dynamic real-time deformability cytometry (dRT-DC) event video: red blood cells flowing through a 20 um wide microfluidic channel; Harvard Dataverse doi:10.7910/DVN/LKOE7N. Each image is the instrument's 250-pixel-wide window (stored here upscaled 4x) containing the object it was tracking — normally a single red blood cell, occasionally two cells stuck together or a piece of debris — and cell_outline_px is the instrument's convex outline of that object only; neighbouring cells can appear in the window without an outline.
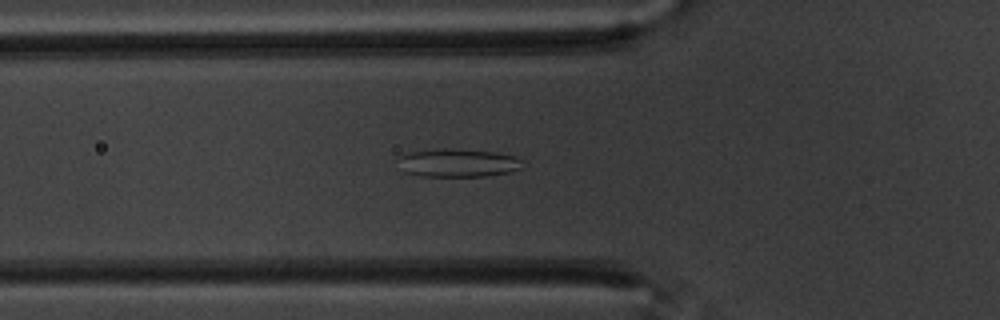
{"species": "common noctule bat (a hibernating species)", "species_latin": "Nyctalus noctula", "temperature_condition": "warm", "stored_images_in_passage": 58, "camera_frame_rate_fps": 3000, "um_per_image_px": 0.085, "animal": {"sex": "male", "body_mass_g": 20.1, "forearm_length_mm": 53.5}, "frame": {"image": 1, "passage_image": 21, "time_ms": 6.667, "image_size_px": [1000, 320], "cell_outline_px": [[524, 168], [512, 172], [484, 176], [424, 176], [404, 172], [400, 156], [408, 152], [440, 148], [456, 148], [496, 152], [516, 156], [524, 160]], "centroid_in_image_um": [39.05, 13.83], "position_along_channel_um": 86.8, "area_um2": 20.69}}
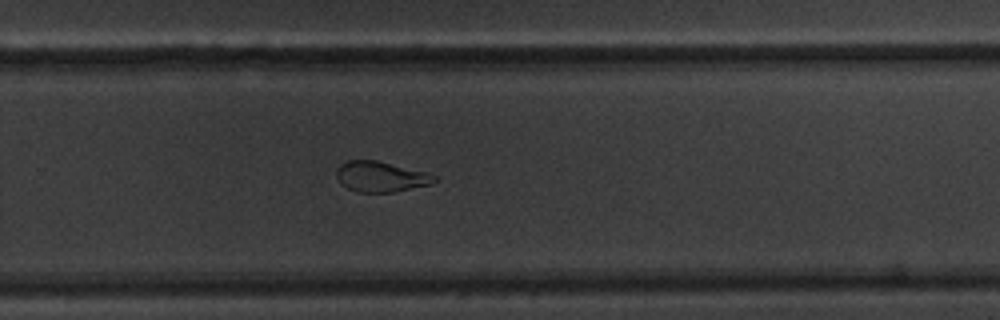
{"frame": {"image": 2, "passage_image": 39, "time_ms": 12.667, "image_size_px": [1000, 320], "cell_outline_px": [[436, 180], [432, 184], [392, 192], [356, 192], [340, 184], [336, 176], [336, 168], [340, 164], [348, 160], [376, 160], [428, 172], [436, 176]], "centroid_in_image_um": [32.35, 15.01], "position_along_channel_um": 297.5, "area_um2": 17.51}}
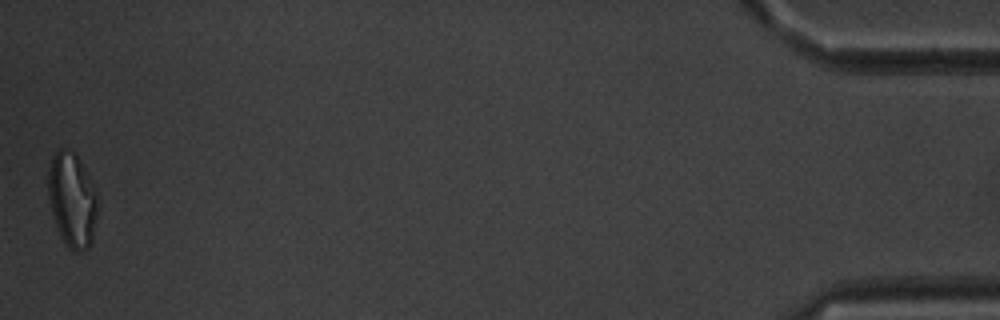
{"frame": {"image": 3, "passage_image": 58, "time_ms": 19.0, "image_size_px": [1000, 320], "cell_outline_px": [[96, 216], [92, 240], [88, 248], [80, 252], [72, 252], [68, 248], [60, 236], [52, 212], [48, 196], [48, 172], [52, 156], [60, 148], [64, 148], [72, 152], [76, 156], [88, 176], [96, 192]], "centroid_in_image_um": [6.11, 17.03], "position_along_channel_um": 429.1, "area_um2": 26.76}, "authors_computed_cell_mechanics": {"area_um2": 22.4842, "velocity_mm_per_s": 3.4984, "shape_relaxation_time_tau1_ms": 10.3153, "shape_relaxation_time_tau2_ms": 2.1861, "deformation_change_tau1": 0.2389, "deformation_change_tau2": 0.0751}}